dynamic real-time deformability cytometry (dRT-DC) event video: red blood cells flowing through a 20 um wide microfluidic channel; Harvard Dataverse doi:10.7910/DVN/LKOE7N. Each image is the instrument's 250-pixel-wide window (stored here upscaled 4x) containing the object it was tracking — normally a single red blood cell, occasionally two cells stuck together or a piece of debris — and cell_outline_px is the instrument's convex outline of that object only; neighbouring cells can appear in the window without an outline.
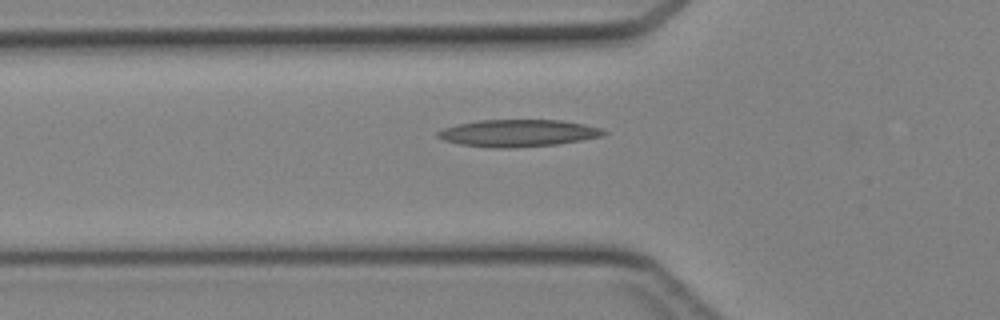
{"species": "Egyptian fruit bat (a non-hibernating species)", "species_latin": "Rousettus aegyptiacus", "temperature_condition": "cold", "stored_images_in_passage": 31, "camera_frame_rate_fps": 3000, "um_per_image_px": 0.085, "animal": {"sex": "female"}, "frame": {"image": 1, "passage_image": 6, "time_ms": 1.667, "image_size_px": [1000, 320], "cell_outline_px": [[608, 132], [604, 136], [556, 144], [512, 148], [492, 148], [460, 144], [444, 140], [436, 136], [436, 132], [444, 128], [456, 124], [480, 120], [560, 120], [584, 124], [600, 128]], "centroid_in_image_um": [44.02, 11.31], "position_along_channel_um": 81.8, "area_um2": 26.18}}
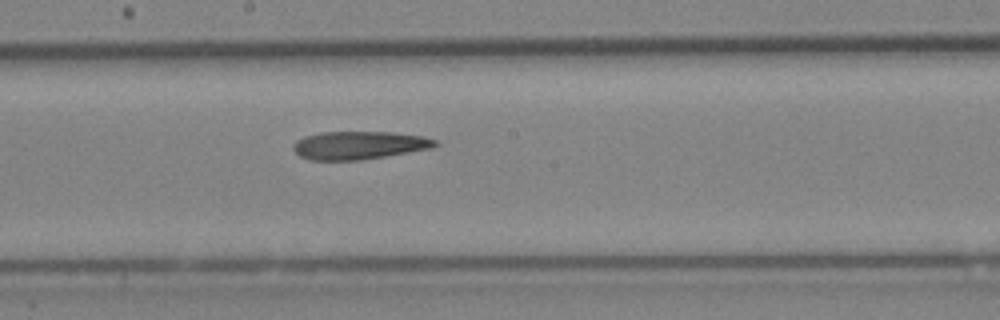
{"frame": {"image": 2, "passage_image": 15, "time_ms": 4.667, "image_size_px": [1000, 320], "cell_outline_px": [[440, 144], [432, 148], [364, 160], [312, 160], [300, 156], [292, 148], [292, 144], [296, 140], [304, 136], [324, 132], [388, 132], [424, 136], [436, 140]], "centroid_in_image_um": [30.53, 12.35], "position_along_channel_um": 217.7, "area_um2": 23.29}}
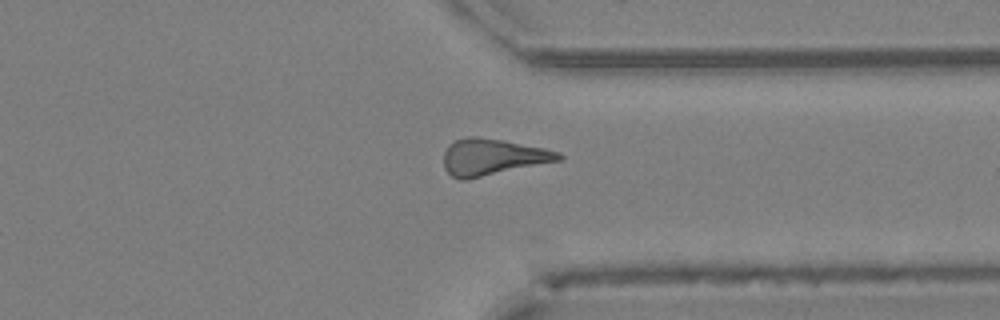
{"frame": {"image": 3, "passage_image": 25, "time_ms": 8.0, "image_size_px": [1000, 320], "cell_outline_px": [[564, 160], [468, 180], [460, 180], [452, 176], [444, 168], [444, 152], [448, 144], [456, 140], [468, 136], [476, 136], [504, 140], [544, 148], [560, 152], [564, 156]], "centroid_in_image_um": [41.9, 13.36], "position_along_channel_um": 369.5, "area_um2": 24.91}}